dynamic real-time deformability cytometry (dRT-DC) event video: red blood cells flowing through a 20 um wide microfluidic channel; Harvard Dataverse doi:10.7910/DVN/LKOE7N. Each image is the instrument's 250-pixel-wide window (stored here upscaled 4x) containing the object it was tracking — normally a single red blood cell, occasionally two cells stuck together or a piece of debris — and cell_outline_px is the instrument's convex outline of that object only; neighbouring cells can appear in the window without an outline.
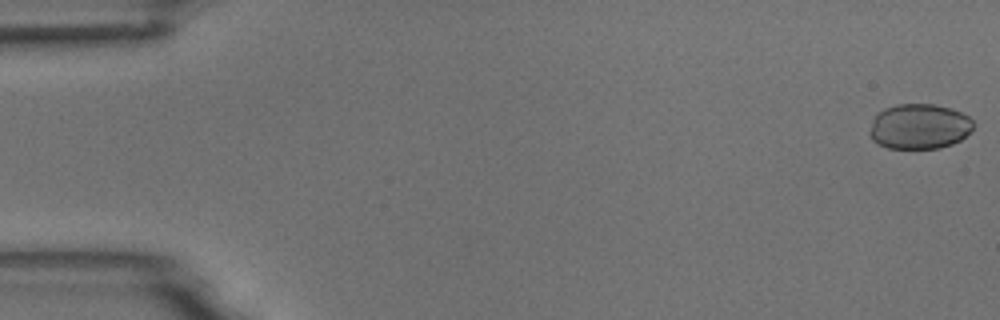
{"species": "common noctule bat (a hibernating species)", "species_latin": "Nyctalus noctula", "temperature_condition": "room temperature", "stored_images_in_passage": 5, "camera_frame_rate_fps": 3000, "um_per_image_px": 0.085, "animal": {"sex": "male", "body_mass_g": 18.8}, "frame": {"image": 1, "passage_image": 1, "time_ms": 0.0, "image_size_px": [1000, 320], "cell_outline_px": [[976, 124], [960, 140], [952, 144], [940, 148], [888, 148], [872, 140], [868, 132], [872, 120], [876, 112], [884, 108], [896, 104], [932, 104], [952, 108], [968, 116]], "centroid_in_image_um": [78.11, 10.74], "position_along_channel_um": 6.9, "area_um2": 27.51}}
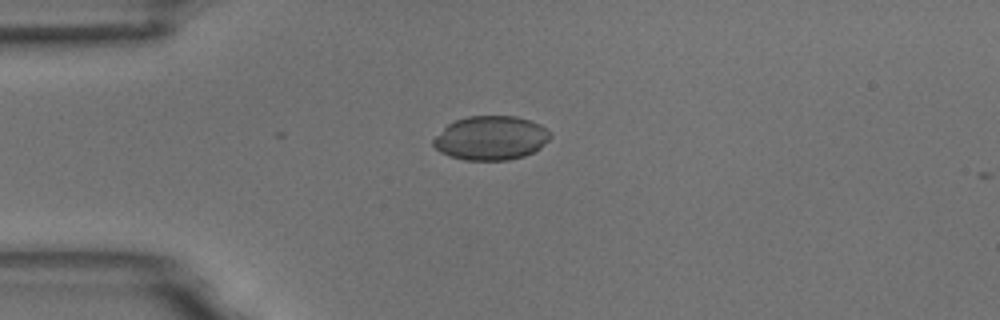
{"frame": {"image": 2, "passage_image": 4, "time_ms": 1.0, "image_size_px": [1000, 320], "cell_outline_px": [[552, 136], [540, 148], [524, 156], [508, 160], [468, 160], [448, 156], [440, 152], [432, 144], [432, 140], [448, 124], [456, 120], [468, 116], [516, 116], [540, 124]], "centroid_in_image_um": [41.71, 11.73], "position_along_channel_um": 43.3, "area_um2": 29.82}}